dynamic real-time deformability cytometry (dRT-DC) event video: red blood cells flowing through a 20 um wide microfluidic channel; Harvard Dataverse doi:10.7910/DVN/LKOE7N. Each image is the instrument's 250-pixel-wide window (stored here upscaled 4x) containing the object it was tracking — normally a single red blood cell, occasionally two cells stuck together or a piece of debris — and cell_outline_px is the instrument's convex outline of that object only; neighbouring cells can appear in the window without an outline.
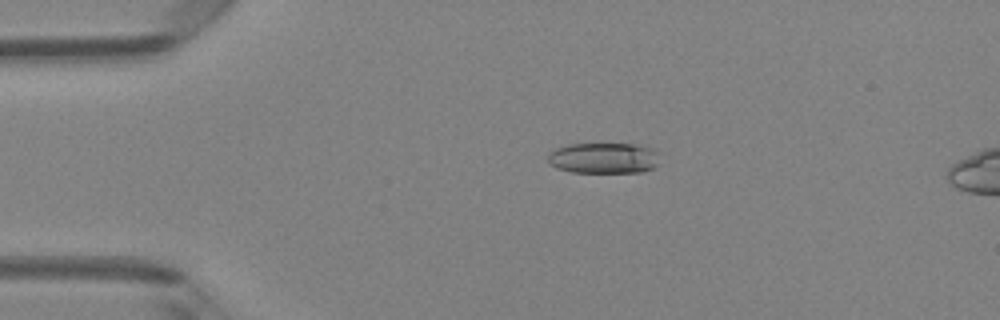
{"species": "Egyptian fruit bat (a non-hibernating species)", "species_latin": "Rousettus aegyptiacus", "temperature_condition": "room temperature", "stored_images_in_passage": 5, "camera_frame_rate_fps": 3000, "um_per_image_px": 0.085, "animal": {"sex": "female"}, "frame": {"image": 1, "passage_image": 3, "time_ms": 0.667, "image_size_px": [1000, 320], "cell_outline_px": [[656, 164], [652, 168], [640, 172], [572, 172], [556, 168], [548, 164], [548, 152], [556, 148], [568, 144], [636, 144], [656, 148]], "centroid_in_image_um": [51.26, 13.43], "position_along_channel_um": 33.7, "area_um2": 20.11}}